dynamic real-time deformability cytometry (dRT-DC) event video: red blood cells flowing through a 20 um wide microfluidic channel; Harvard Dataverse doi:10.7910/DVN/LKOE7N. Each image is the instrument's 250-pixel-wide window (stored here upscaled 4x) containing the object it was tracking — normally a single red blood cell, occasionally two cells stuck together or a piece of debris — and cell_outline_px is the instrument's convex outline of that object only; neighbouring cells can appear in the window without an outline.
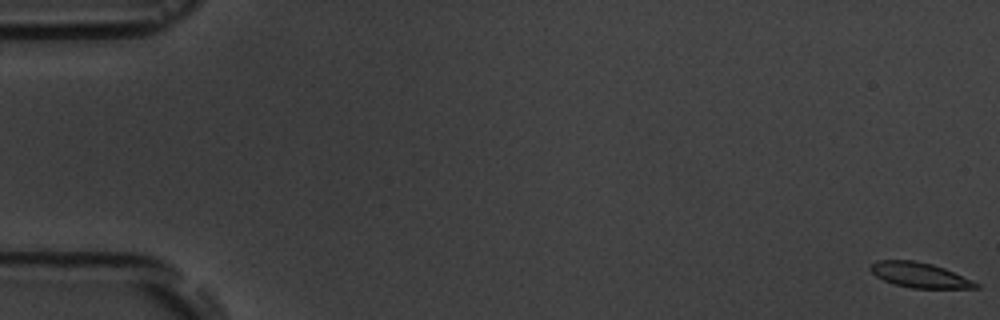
{"species": "common noctule bat (a hibernating species)", "species_latin": "Nyctalus noctula", "temperature_condition": "room temperature", "stored_images_in_passage": 7, "camera_frame_rate_fps": 3000, "um_per_image_px": 0.085, "animal": {"sex": "male", "body_mass_g": 19.5, "forearm_length_mm": 54.6}, "frame": {"image": 1, "passage_image": 1, "time_ms": 0.0, "image_size_px": [1000, 320], "cell_outline_px": [[980, 288], [912, 288], [892, 284], [876, 276], [868, 268], [876, 260], [916, 260], [932, 264], [944, 268], [972, 280], [980, 284]], "centroid_in_image_um": [78.15, 23.38], "position_along_channel_um": 6.8, "area_um2": 15.43}}
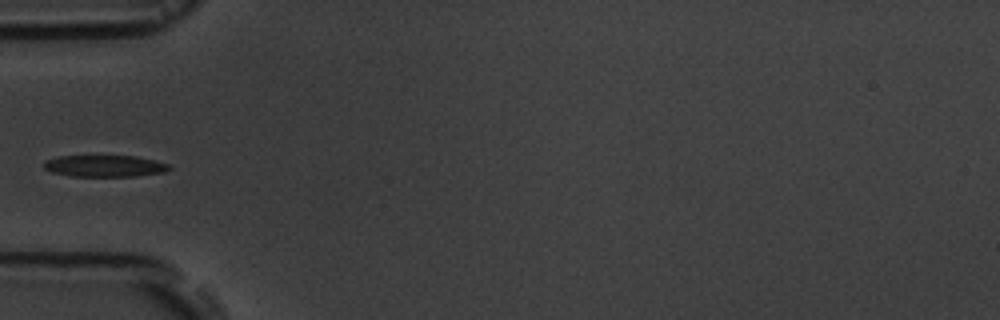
{"frame": {"image": 2, "passage_image": 5, "time_ms": 6.333, "image_size_px": [1000, 320], "cell_outline_px": [[172, 168], [164, 172], [136, 176], [72, 176], [52, 172], [44, 168], [44, 160], [56, 156], [136, 156], [168, 164]], "centroid_in_image_um": [8.87, 14.1], "position_along_channel_um": 76.1, "area_um2": 15.72}}
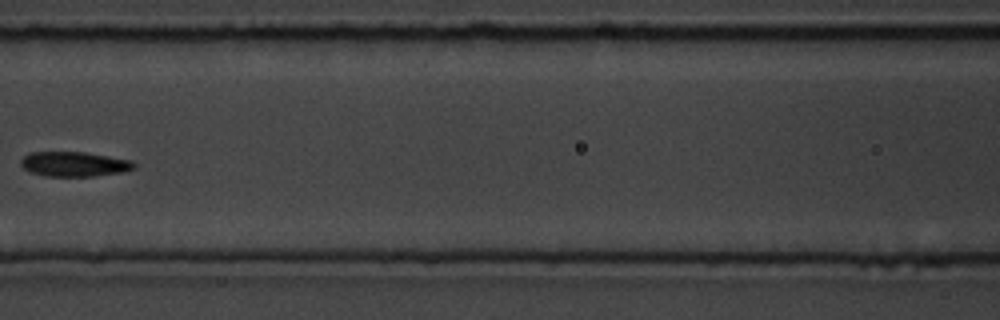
{"frame": {"image": 3, "passage_image": 7, "time_ms": 8.667, "image_size_px": [1000, 320], "cell_outline_px": [[136, 168], [124, 172], [92, 176], [44, 176], [28, 172], [20, 164], [20, 160], [28, 152], [84, 152], [132, 160], [136, 164]], "centroid_in_image_um": [6.3, 13.95], "position_along_channel_um": 160.3, "area_um2": 16.53}}